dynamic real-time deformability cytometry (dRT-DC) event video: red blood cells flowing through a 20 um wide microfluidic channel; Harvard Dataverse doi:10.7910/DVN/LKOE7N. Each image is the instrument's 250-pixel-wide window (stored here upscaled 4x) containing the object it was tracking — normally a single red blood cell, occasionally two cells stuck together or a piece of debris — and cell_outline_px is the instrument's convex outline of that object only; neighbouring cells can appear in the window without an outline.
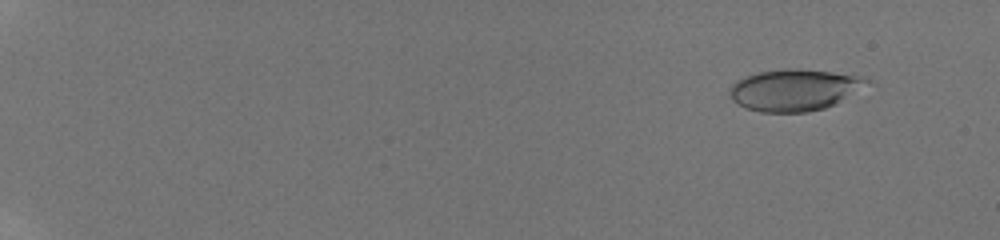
{"species": "human", "species_latin": "Homo sapiens", "temperature_condition": "room temperature", "stored_images_in_passage": 22, "camera_frame_rate_fps": 3000, "um_per_image_px": 0.085, "donor": {"sex": "male"}, "frame": {"image": 1, "passage_image": 5, "time_ms": 1.667, "image_size_px": [1000, 240], "cell_outline_px": [[872, 80], [832, 104], [824, 108], [808, 112], [760, 112], [744, 108], [732, 100], [732, 84], [736, 80], [744, 76], [756, 72], [784, 68], [800, 68], [864, 76]], "centroid_in_image_um": [67.46, 7.62], "position_along_channel_um": 17.5, "area_um2": 32.89}}
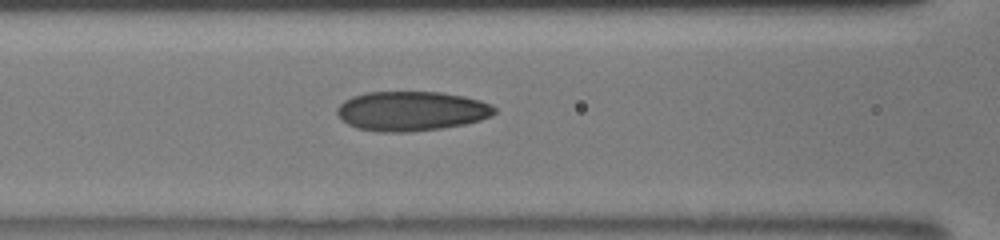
{"frame": {"image": 2, "passage_image": 20, "time_ms": 9.0, "image_size_px": [1000, 240], "cell_outline_px": [[496, 112], [492, 116], [480, 120], [464, 124], [440, 128], [408, 132], [380, 132], [356, 128], [348, 124], [336, 112], [336, 108], [344, 100], [352, 96], [364, 92], [440, 92], [464, 96], [480, 100], [492, 104], [496, 108]], "centroid_in_image_um": [34.98, 9.43], "position_along_channel_um": 131.6, "area_um2": 36.41}}
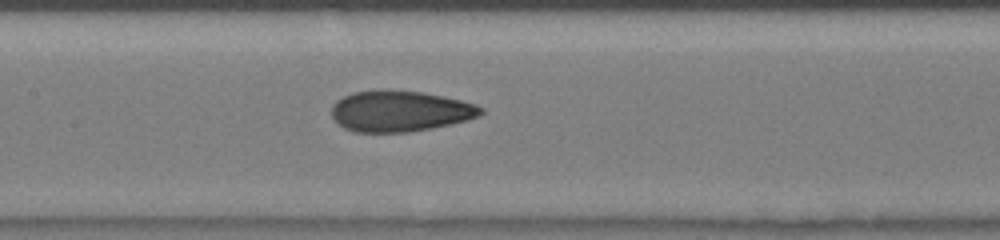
{"frame": {"image": 3, "passage_image": 22, "time_ms": 10.0, "image_size_px": [1000, 240], "cell_outline_px": [[484, 112], [480, 116], [468, 120], [432, 128], [408, 132], [352, 132], [344, 128], [332, 116], [332, 104], [336, 100], [352, 92], [384, 88], [424, 92], [444, 96], [476, 104], [484, 108]], "centroid_in_image_um": [34.0, 9.43], "position_along_channel_um": 173.4, "area_um2": 36.13}}